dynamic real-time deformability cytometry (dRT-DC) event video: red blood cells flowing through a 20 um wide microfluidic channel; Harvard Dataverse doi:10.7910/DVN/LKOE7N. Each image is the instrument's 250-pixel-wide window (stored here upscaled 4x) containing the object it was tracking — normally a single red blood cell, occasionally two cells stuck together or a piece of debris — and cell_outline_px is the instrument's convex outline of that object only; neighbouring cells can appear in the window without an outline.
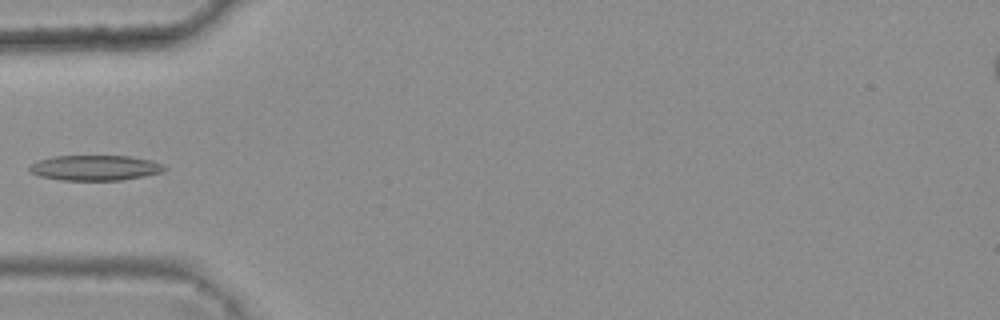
{"species": "common noctule bat (a hibernating species)", "species_latin": "Nyctalus noctula", "temperature_condition": "warm", "stored_images_in_passage": 4, "camera_frame_rate_fps": 3000, "um_per_image_px": 0.085, "animal": {"sex": "female", "body_mass_g": 25.1}, "frame": {"image": 1, "passage_image": 3, "time_ms": 0.667, "image_size_px": [1000, 320], "cell_outline_px": [[168, 168], [164, 172], [144, 176], [120, 180], [60, 180], [40, 176], [28, 172], [28, 168], [32, 164], [40, 160], [52, 156], [128, 156], [152, 160], [164, 164]], "centroid_in_image_um": [8.12, 14.26], "position_along_channel_um": 76.9, "area_um2": 20.0}}
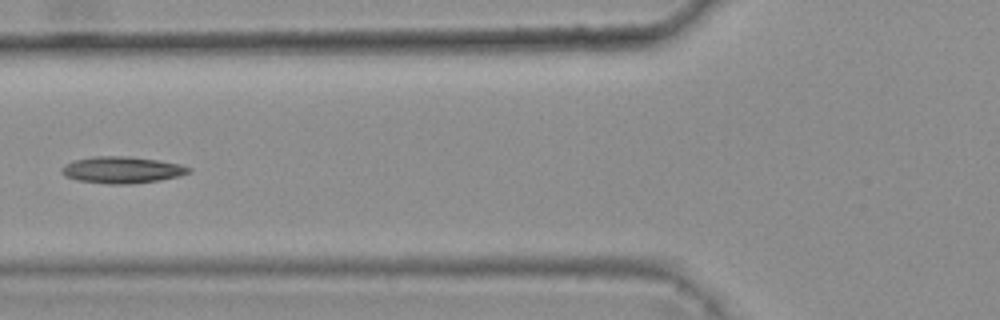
{"frame": {"image": 2, "passage_image": 4, "time_ms": 1.0, "image_size_px": [1000, 320], "cell_outline_px": [[192, 172], [180, 176], [160, 180], [132, 184], [108, 184], [80, 180], [64, 176], [60, 172], [60, 168], [64, 164], [76, 160], [96, 156], [128, 156], [156, 160], [180, 164], [192, 168]], "centroid_in_image_um": [10.39, 14.44], "position_along_channel_um": 115.4, "area_um2": 19.77}}